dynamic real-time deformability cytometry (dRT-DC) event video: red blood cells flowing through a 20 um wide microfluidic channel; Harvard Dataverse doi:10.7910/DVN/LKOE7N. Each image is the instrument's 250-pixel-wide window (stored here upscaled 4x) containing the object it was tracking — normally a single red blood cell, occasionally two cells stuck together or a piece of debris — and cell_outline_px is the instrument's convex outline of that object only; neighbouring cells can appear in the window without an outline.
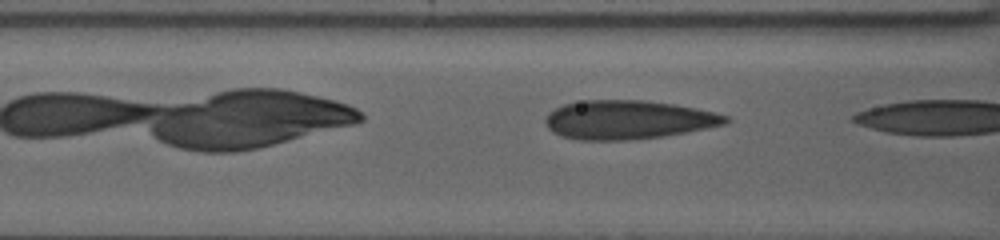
{"species": "human", "species_latin": "Homo sapiens", "temperature_condition": "warm", "stored_images_in_passage": 7, "camera_frame_rate_fps": 3000, "um_per_image_px": 0.085, "donor": {"sex": "female"}, "frame": {"image": 1, "passage_image": 6, "time_ms": 1.667, "image_size_px": [1000, 240], "cell_outline_px": [[732, 120], [724, 124], [684, 132], [660, 136], [628, 140], [580, 140], [560, 136], [552, 132], [548, 128], [544, 120], [544, 116], [548, 112], [564, 104], [584, 100], [644, 100], [672, 104], [712, 112], [728, 116]], "centroid_in_image_um": [53.3, 10.18], "position_along_channel_um": 113.3, "area_um2": 40.46}}